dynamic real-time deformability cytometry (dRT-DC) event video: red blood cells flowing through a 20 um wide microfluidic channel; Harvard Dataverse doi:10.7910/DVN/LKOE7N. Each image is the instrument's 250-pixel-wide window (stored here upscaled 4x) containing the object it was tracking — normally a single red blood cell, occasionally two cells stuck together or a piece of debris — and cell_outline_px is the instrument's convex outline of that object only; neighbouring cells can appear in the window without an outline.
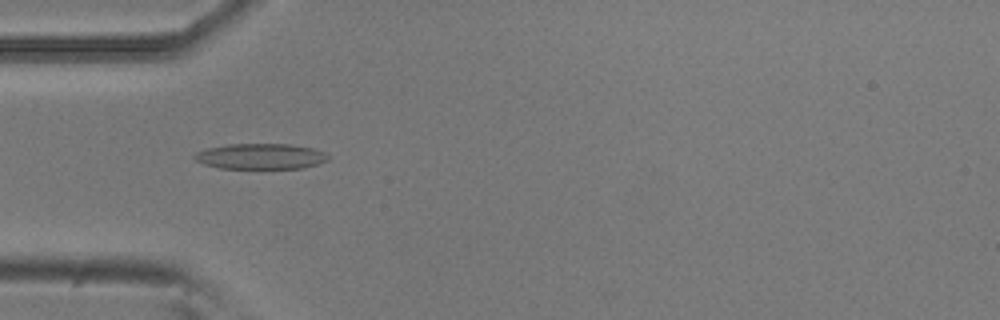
{"species": "common noctule bat (a hibernating species)", "species_latin": "Nyctalus noctula", "temperature_condition": "room temperature", "stored_images_in_passage": 41, "camera_frame_rate_fps": 3000, "um_per_image_px": 0.085, "animal": {"sex": "male", "body_mass_g": 20.5, "forearm_length_mm": 52.5}, "frame": {"image": 1, "passage_image": 4, "time_ms": 1.0, "image_size_px": [1000, 320], "cell_outline_px": [[328, 160], [304, 168], [220, 168], [204, 164], [196, 160], [192, 156], [196, 152], [204, 148], [224, 144], [292, 144], [312, 148], [324, 152], [328, 156]], "centroid_in_image_um": [22.11, 13.28], "position_along_channel_um": 62.9, "area_um2": 20.0}}
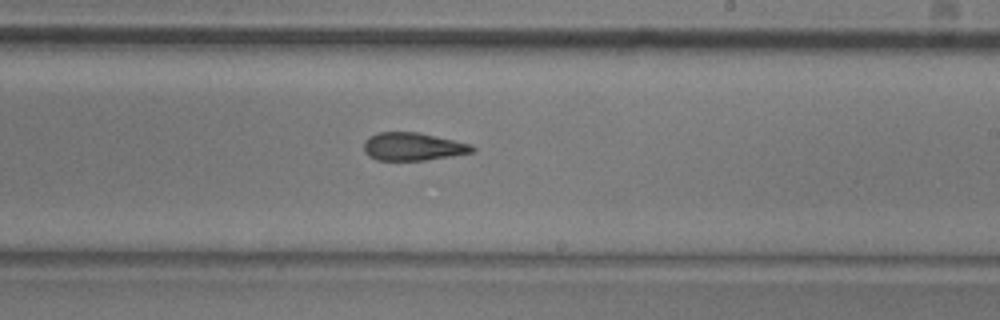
{"frame": {"image": 2, "passage_image": 19, "time_ms": 6.0, "image_size_px": [1000, 320], "cell_outline_px": [[476, 148], [472, 152], [452, 156], [424, 160], [376, 160], [368, 156], [364, 152], [364, 140], [368, 136], [376, 132], [420, 132], [472, 144]], "centroid_in_image_um": [35.07, 12.45], "position_along_channel_um": 253.9, "area_um2": 17.86}}
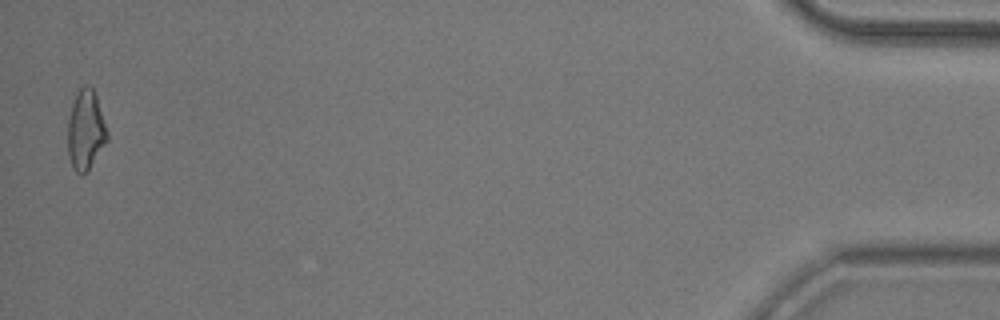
{"frame": {"image": 3, "passage_image": 40, "time_ms": 13.0, "image_size_px": [1000, 320], "cell_outline_px": [[108, 140], [88, 168], [84, 172], [76, 172], [72, 168], [68, 156], [68, 120], [72, 104], [80, 88], [84, 84], [88, 84], [92, 88], [96, 96], [108, 132]], "centroid_in_image_um": [7.27, 11.03], "position_along_channel_um": 427.9, "area_um2": 17.98}, "authors_computed_cell_mechanics": {"area_um2": 18.3226, "velocity_mm_per_s": 3.8179, "shape_relaxation_time_tau1_ms": 5.3945, "shape_relaxation_time_tau2_ms": 2.2385, "deformation_change_tau1": 0.1697, "deformation_change_tau2": 0.1042}}